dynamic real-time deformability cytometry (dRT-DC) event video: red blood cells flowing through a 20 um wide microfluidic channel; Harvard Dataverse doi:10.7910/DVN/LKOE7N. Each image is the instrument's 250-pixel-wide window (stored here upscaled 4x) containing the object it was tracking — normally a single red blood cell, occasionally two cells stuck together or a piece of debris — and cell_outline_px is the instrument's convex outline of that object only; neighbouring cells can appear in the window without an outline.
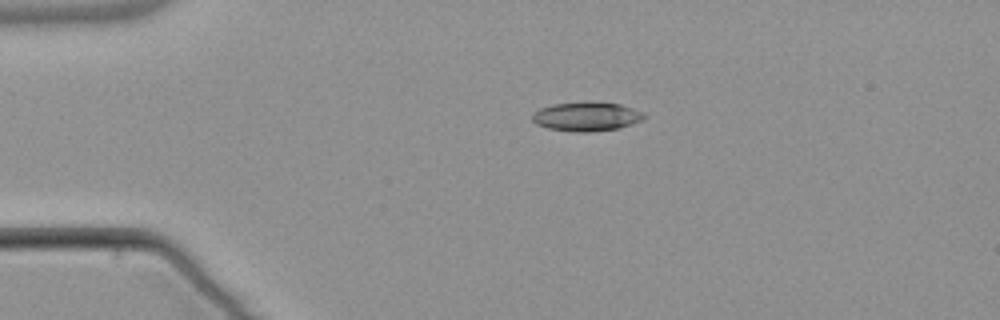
{"species": "common noctule bat (a hibernating species)", "species_latin": "Nyctalus noctula", "temperature_condition": "warm", "stored_images_in_passage": 2, "camera_frame_rate_fps": 3000, "um_per_image_px": 0.085, "animal": {"sex": "male", "body_mass_g": 21.5, "forearm_length_mm": 52.0}, "frame": {"image": 1, "passage_image": 1, "time_ms": 0.0, "image_size_px": [1000, 320], "cell_outline_px": [[648, 116], [640, 120], [620, 128], [592, 132], [576, 132], [548, 128], [536, 124], [532, 120], [532, 112], [540, 108], [552, 104], [588, 100], [620, 104], [632, 108]], "centroid_in_image_um": [49.81, 9.88], "position_along_channel_um": 35.2, "area_um2": 19.25}}